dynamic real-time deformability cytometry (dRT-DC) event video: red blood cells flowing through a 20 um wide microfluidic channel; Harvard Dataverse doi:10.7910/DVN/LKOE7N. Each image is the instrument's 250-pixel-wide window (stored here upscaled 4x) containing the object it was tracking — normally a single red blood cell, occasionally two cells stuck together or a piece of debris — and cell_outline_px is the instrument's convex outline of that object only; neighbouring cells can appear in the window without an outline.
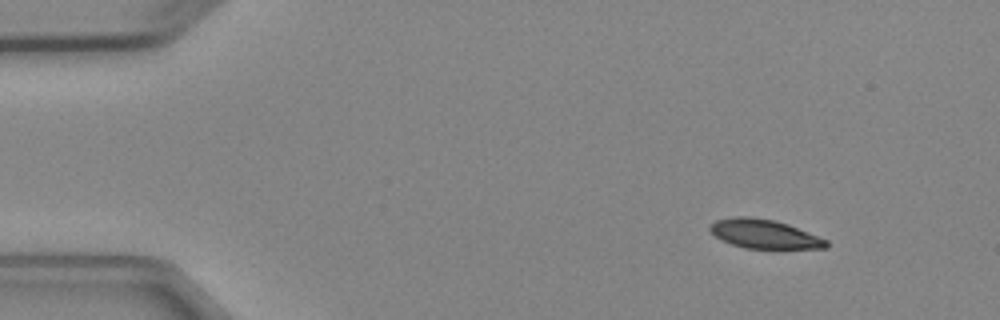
{"species": "Egyptian fruit bat (a non-hibernating species)", "species_latin": "Rousettus aegyptiacus", "temperature_condition": "cold", "stored_images_in_passage": 3, "camera_frame_rate_fps": 3000, "um_per_image_px": 0.085, "animal": {"sex": "female"}, "frame": {"image": 1, "passage_image": 1, "time_ms": 0.0, "image_size_px": [1000, 320], "cell_outline_px": [[828, 248], [744, 248], [732, 244], [716, 236], [708, 228], [716, 220], [736, 216], [748, 216], [776, 220], [788, 224], [828, 240]], "centroid_in_image_um": [64.98, 19.88], "position_along_channel_um": 20.0, "area_um2": 19.42}}